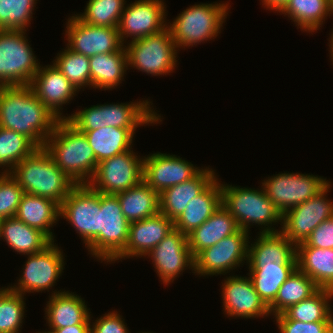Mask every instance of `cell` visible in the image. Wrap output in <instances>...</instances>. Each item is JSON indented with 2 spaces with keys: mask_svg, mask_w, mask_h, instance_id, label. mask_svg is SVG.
I'll use <instances>...</instances> for the list:
<instances>
[{
  "mask_svg": "<svg viewBox=\"0 0 333 333\" xmlns=\"http://www.w3.org/2000/svg\"><path fill=\"white\" fill-rule=\"evenodd\" d=\"M60 119L36 96L30 85L4 86L0 93V127L18 132L43 148Z\"/></svg>",
  "mask_w": 333,
  "mask_h": 333,
  "instance_id": "6da1fadb",
  "label": "cell"
},
{
  "mask_svg": "<svg viewBox=\"0 0 333 333\" xmlns=\"http://www.w3.org/2000/svg\"><path fill=\"white\" fill-rule=\"evenodd\" d=\"M43 148L75 184H88L93 177L97 167L93 149L85 134L66 119L57 122Z\"/></svg>",
  "mask_w": 333,
  "mask_h": 333,
  "instance_id": "7a4b0ae2",
  "label": "cell"
},
{
  "mask_svg": "<svg viewBox=\"0 0 333 333\" xmlns=\"http://www.w3.org/2000/svg\"><path fill=\"white\" fill-rule=\"evenodd\" d=\"M10 174L24 193L48 198L59 205L76 185L44 148H37L19 162Z\"/></svg>",
  "mask_w": 333,
  "mask_h": 333,
  "instance_id": "3957f363",
  "label": "cell"
},
{
  "mask_svg": "<svg viewBox=\"0 0 333 333\" xmlns=\"http://www.w3.org/2000/svg\"><path fill=\"white\" fill-rule=\"evenodd\" d=\"M221 194L222 205L235 218L239 229L249 232V226L255 223L264 226L261 227L262 233L279 232L272 224L282 222V214L263 188L256 190L221 184Z\"/></svg>",
  "mask_w": 333,
  "mask_h": 333,
  "instance_id": "277c9868",
  "label": "cell"
},
{
  "mask_svg": "<svg viewBox=\"0 0 333 333\" xmlns=\"http://www.w3.org/2000/svg\"><path fill=\"white\" fill-rule=\"evenodd\" d=\"M228 7L227 3H201L180 13L172 24H167L177 49L216 38L227 18Z\"/></svg>",
  "mask_w": 333,
  "mask_h": 333,
  "instance_id": "5b68a950",
  "label": "cell"
},
{
  "mask_svg": "<svg viewBox=\"0 0 333 333\" xmlns=\"http://www.w3.org/2000/svg\"><path fill=\"white\" fill-rule=\"evenodd\" d=\"M25 33L26 30H0V83L3 86L30 85L39 70L40 62Z\"/></svg>",
  "mask_w": 333,
  "mask_h": 333,
  "instance_id": "8992f818",
  "label": "cell"
},
{
  "mask_svg": "<svg viewBox=\"0 0 333 333\" xmlns=\"http://www.w3.org/2000/svg\"><path fill=\"white\" fill-rule=\"evenodd\" d=\"M100 208L98 236L86 247L96 259L112 263L125 249L130 222L116 195L100 193Z\"/></svg>",
  "mask_w": 333,
  "mask_h": 333,
  "instance_id": "52a82bcc",
  "label": "cell"
},
{
  "mask_svg": "<svg viewBox=\"0 0 333 333\" xmlns=\"http://www.w3.org/2000/svg\"><path fill=\"white\" fill-rule=\"evenodd\" d=\"M126 45L128 67L154 76L172 73L176 67L178 50L168 27Z\"/></svg>",
  "mask_w": 333,
  "mask_h": 333,
  "instance_id": "ba28073f",
  "label": "cell"
},
{
  "mask_svg": "<svg viewBox=\"0 0 333 333\" xmlns=\"http://www.w3.org/2000/svg\"><path fill=\"white\" fill-rule=\"evenodd\" d=\"M134 153L128 150L98 162L88 185L101 194L116 195L139 184L143 180V158Z\"/></svg>",
  "mask_w": 333,
  "mask_h": 333,
  "instance_id": "9c48e42d",
  "label": "cell"
},
{
  "mask_svg": "<svg viewBox=\"0 0 333 333\" xmlns=\"http://www.w3.org/2000/svg\"><path fill=\"white\" fill-rule=\"evenodd\" d=\"M267 179L263 180L262 188L281 214L317 196L331 184L320 176L289 172Z\"/></svg>",
  "mask_w": 333,
  "mask_h": 333,
  "instance_id": "30bf717a",
  "label": "cell"
},
{
  "mask_svg": "<svg viewBox=\"0 0 333 333\" xmlns=\"http://www.w3.org/2000/svg\"><path fill=\"white\" fill-rule=\"evenodd\" d=\"M100 209V193L88 184H76L60 205V217L73 225L88 246L98 236Z\"/></svg>",
  "mask_w": 333,
  "mask_h": 333,
  "instance_id": "8fae6325",
  "label": "cell"
},
{
  "mask_svg": "<svg viewBox=\"0 0 333 333\" xmlns=\"http://www.w3.org/2000/svg\"><path fill=\"white\" fill-rule=\"evenodd\" d=\"M248 236L247 231L239 229L236 233L201 251L194 258L193 273L202 276L221 275L240 267V264L248 260L250 243Z\"/></svg>",
  "mask_w": 333,
  "mask_h": 333,
  "instance_id": "7c38bea8",
  "label": "cell"
},
{
  "mask_svg": "<svg viewBox=\"0 0 333 333\" xmlns=\"http://www.w3.org/2000/svg\"><path fill=\"white\" fill-rule=\"evenodd\" d=\"M52 241L41 252L30 254L17 285L8 288L24 295L26 292H40L52 288L64 269V255Z\"/></svg>",
  "mask_w": 333,
  "mask_h": 333,
  "instance_id": "4fadbf2b",
  "label": "cell"
},
{
  "mask_svg": "<svg viewBox=\"0 0 333 333\" xmlns=\"http://www.w3.org/2000/svg\"><path fill=\"white\" fill-rule=\"evenodd\" d=\"M330 184L317 196L282 214L281 232L296 246L305 242L324 220L333 217V202L326 199Z\"/></svg>",
  "mask_w": 333,
  "mask_h": 333,
  "instance_id": "5bb4252c",
  "label": "cell"
},
{
  "mask_svg": "<svg viewBox=\"0 0 333 333\" xmlns=\"http://www.w3.org/2000/svg\"><path fill=\"white\" fill-rule=\"evenodd\" d=\"M66 29L67 47L87 57L117 52L124 46L117 28L91 25L75 15L68 18Z\"/></svg>",
  "mask_w": 333,
  "mask_h": 333,
  "instance_id": "9a60e30c",
  "label": "cell"
},
{
  "mask_svg": "<svg viewBox=\"0 0 333 333\" xmlns=\"http://www.w3.org/2000/svg\"><path fill=\"white\" fill-rule=\"evenodd\" d=\"M147 255L152 258L156 273L166 285L182 274L186 267L194 271L195 259L189 249L187 235L175 228Z\"/></svg>",
  "mask_w": 333,
  "mask_h": 333,
  "instance_id": "2e32d148",
  "label": "cell"
},
{
  "mask_svg": "<svg viewBox=\"0 0 333 333\" xmlns=\"http://www.w3.org/2000/svg\"><path fill=\"white\" fill-rule=\"evenodd\" d=\"M165 3L162 0H136L124 9L118 24L120 40L132 41L156 34L167 27Z\"/></svg>",
  "mask_w": 333,
  "mask_h": 333,
  "instance_id": "e0dca14e",
  "label": "cell"
},
{
  "mask_svg": "<svg viewBox=\"0 0 333 333\" xmlns=\"http://www.w3.org/2000/svg\"><path fill=\"white\" fill-rule=\"evenodd\" d=\"M201 170L173 154L157 152L143 158V181L158 194L192 179Z\"/></svg>",
  "mask_w": 333,
  "mask_h": 333,
  "instance_id": "ac0fdd59",
  "label": "cell"
},
{
  "mask_svg": "<svg viewBox=\"0 0 333 333\" xmlns=\"http://www.w3.org/2000/svg\"><path fill=\"white\" fill-rule=\"evenodd\" d=\"M224 312L229 317L270 316L269 308L255 291L250 277L229 276L222 283ZM264 316V317H263Z\"/></svg>",
  "mask_w": 333,
  "mask_h": 333,
  "instance_id": "d6986e66",
  "label": "cell"
},
{
  "mask_svg": "<svg viewBox=\"0 0 333 333\" xmlns=\"http://www.w3.org/2000/svg\"><path fill=\"white\" fill-rule=\"evenodd\" d=\"M173 229V221L160 211L143 220L131 222L125 249L113 261L125 257L147 256L148 252Z\"/></svg>",
  "mask_w": 333,
  "mask_h": 333,
  "instance_id": "ffe728a7",
  "label": "cell"
},
{
  "mask_svg": "<svg viewBox=\"0 0 333 333\" xmlns=\"http://www.w3.org/2000/svg\"><path fill=\"white\" fill-rule=\"evenodd\" d=\"M30 87L37 98L60 120L67 119L62 115L60 109L63 104L69 103L73 99L78 90L54 64L42 66V68L40 65Z\"/></svg>",
  "mask_w": 333,
  "mask_h": 333,
  "instance_id": "44dd1931",
  "label": "cell"
},
{
  "mask_svg": "<svg viewBox=\"0 0 333 333\" xmlns=\"http://www.w3.org/2000/svg\"><path fill=\"white\" fill-rule=\"evenodd\" d=\"M249 245V267L297 266L296 245L281 231L262 233Z\"/></svg>",
  "mask_w": 333,
  "mask_h": 333,
  "instance_id": "7402d4cb",
  "label": "cell"
},
{
  "mask_svg": "<svg viewBox=\"0 0 333 333\" xmlns=\"http://www.w3.org/2000/svg\"><path fill=\"white\" fill-rule=\"evenodd\" d=\"M209 167L192 179L173 185L159 194L160 212L173 222L183 213L189 201L200 195L217 177Z\"/></svg>",
  "mask_w": 333,
  "mask_h": 333,
  "instance_id": "603a6c76",
  "label": "cell"
},
{
  "mask_svg": "<svg viewBox=\"0 0 333 333\" xmlns=\"http://www.w3.org/2000/svg\"><path fill=\"white\" fill-rule=\"evenodd\" d=\"M69 291H57L51 294L47 302L45 317L50 329H59L73 325H91V317L85 300Z\"/></svg>",
  "mask_w": 333,
  "mask_h": 333,
  "instance_id": "cb8c5ba5",
  "label": "cell"
},
{
  "mask_svg": "<svg viewBox=\"0 0 333 333\" xmlns=\"http://www.w3.org/2000/svg\"><path fill=\"white\" fill-rule=\"evenodd\" d=\"M239 230L235 218L221 204L198 228L187 235L188 246L195 258L201 251Z\"/></svg>",
  "mask_w": 333,
  "mask_h": 333,
  "instance_id": "d4e9b609",
  "label": "cell"
},
{
  "mask_svg": "<svg viewBox=\"0 0 333 333\" xmlns=\"http://www.w3.org/2000/svg\"><path fill=\"white\" fill-rule=\"evenodd\" d=\"M150 101L143 100L121 104H103L101 112L103 127L136 129L144 124L160 123L161 116L150 107ZM160 120V122H159Z\"/></svg>",
  "mask_w": 333,
  "mask_h": 333,
  "instance_id": "484cf974",
  "label": "cell"
},
{
  "mask_svg": "<svg viewBox=\"0 0 333 333\" xmlns=\"http://www.w3.org/2000/svg\"><path fill=\"white\" fill-rule=\"evenodd\" d=\"M222 204L221 183L216 178L200 195L189 201L173 222L174 228L188 235L205 222Z\"/></svg>",
  "mask_w": 333,
  "mask_h": 333,
  "instance_id": "4316f807",
  "label": "cell"
},
{
  "mask_svg": "<svg viewBox=\"0 0 333 333\" xmlns=\"http://www.w3.org/2000/svg\"><path fill=\"white\" fill-rule=\"evenodd\" d=\"M15 217L54 241L50 227L60 218V205L48 198L24 193Z\"/></svg>",
  "mask_w": 333,
  "mask_h": 333,
  "instance_id": "83f0119b",
  "label": "cell"
},
{
  "mask_svg": "<svg viewBox=\"0 0 333 333\" xmlns=\"http://www.w3.org/2000/svg\"><path fill=\"white\" fill-rule=\"evenodd\" d=\"M297 269L319 288L333 290V249L296 246Z\"/></svg>",
  "mask_w": 333,
  "mask_h": 333,
  "instance_id": "f1b7e54d",
  "label": "cell"
},
{
  "mask_svg": "<svg viewBox=\"0 0 333 333\" xmlns=\"http://www.w3.org/2000/svg\"><path fill=\"white\" fill-rule=\"evenodd\" d=\"M91 87L113 89L120 85L128 69L127 54L123 46L117 52L89 57Z\"/></svg>",
  "mask_w": 333,
  "mask_h": 333,
  "instance_id": "f546056e",
  "label": "cell"
},
{
  "mask_svg": "<svg viewBox=\"0 0 333 333\" xmlns=\"http://www.w3.org/2000/svg\"><path fill=\"white\" fill-rule=\"evenodd\" d=\"M1 237L10 248L23 255L41 252L52 242L43 232L28 226L16 217L1 221Z\"/></svg>",
  "mask_w": 333,
  "mask_h": 333,
  "instance_id": "4dcf8cb0",
  "label": "cell"
},
{
  "mask_svg": "<svg viewBox=\"0 0 333 333\" xmlns=\"http://www.w3.org/2000/svg\"><path fill=\"white\" fill-rule=\"evenodd\" d=\"M135 130L108 126L80 132L85 134L98 163L131 150Z\"/></svg>",
  "mask_w": 333,
  "mask_h": 333,
  "instance_id": "1f68e13d",
  "label": "cell"
},
{
  "mask_svg": "<svg viewBox=\"0 0 333 333\" xmlns=\"http://www.w3.org/2000/svg\"><path fill=\"white\" fill-rule=\"evenodd\" d=\"M125 218L131 223L160 211L159 194L143 180L132 188L116 194Z\"/></svg>",
  "mask_w": 333,
  "mask_h": 333,
  "instance_id": "d6a6232c",
  "label": "cell"
},
{
  "mask_svg": "<svg viewBox=\"0 0 333 333\" xmlns=\"http://www.w3.org/2000/svg\"><path fill=\"white\" fill-rule=\"evenodd\" d=\"M279 13L290 17L302 31L312 33L333 14V3L331 0H289Z\"/></svg>",
  "mask_w": 333,
  "mask_h": 333,
  "instance_id": "836d02e7",
  "label": "cell"
},
{
  "mask_svg": "<svg viewBox=\"0 0 333 333\" xmlns=\"http://www.w3.org/2000/svg\"><path fill=\"white\" fill-rule=\"evenodd\" d=\"M332 298L333 290L319 288L309 298L289 306L282 314L289 320L306 323L333 322V306L329 303Z\"/></svg>",
  "mask_w": 333,
  "mask_h": 333,
  "instance_id": "e575fe53",
  "label": "cell"
},
{
  "mask_svg": "<svg viewBox=\"0 0 333 333\" xmlns=\"http://www.w3.org/2000/svg\"><path fill=\"white\" fill-rule=\"evenodd\" d=\"M319 287L305 273L296 269L281 285L275 300L268 306L272 315L285 311L289 306L297 304L313 295Z\"/></svg>",
  "mask_w": 333,
  "mask_h": 333,
  "instance_id": "d590c367",
  "label": "cell"
},
{
  "mask_svg": "<svg viewBox=\"0 0 333 333\" xmlns=\"http://www.w3.org/2000/svg\"><path fill=\"white\" fill-rule=\"evenodd\" d=\"M248 269L255 291L269 306L275 300L281 285L293 274L297 266H263Z\"/></svg>",
  "mask_w": 333,
  "mask_h": 333,
  "instance_id": "8d00e7d4",
  "label": "cell"
},
{
  "mask_svg": "<svg viewBox=\"0 0 333 333\" xmlns=\"http://www.w3.org/2000/svg\"><path fill=\"white\" fill-rule=\"evenodd\" d=\"M38 147L26 136L0 127V167L3 173H10L25 157L31 155Z\"/></svg>",
  "mask_w": 333,
  "mask_h": 333,
  "instance_id": "74e56055",
  "label": "cell"
},
{
  "mask_svg": "<svg viewBox=\"0 0 333 333\" xmlns=\"http://www.w3.org/2000/svg\"><path fill=\"white\" fill-rule=\"evenodd\" d=\"M58 53L53 64L79 91L81 87H91V71L89 57L77 53L68 47Z\"/></svg>",
  "mask_w": 333,
  "mask_h": 333,
  "instance_id": "f35d334b",
  "label": "cell"
},
{
  "mask_svg": "<svg viewBox=\"0 0 333 333\" xmlns=\"http://www.w3.org/2000/svg\"><path fill=\"white\" fill-rule=\"evenodd\" d=\"M125 4V0H89L84 13L75 16L91 25L117 28Z\"/></svg>",
  "mask_w": 333,
  "mask_h": 333,
  "instance_id": "ab89813d",
  "label": "cell"
},
{
  "mask_svg": "<svg viewBox=\"0 0 333 333\" xmlns=\"http://www.w3.org/2000/svg\"><path fill=\"white\" fill-rule=\"evenodd\" d=\"M3 288L0 291V333H19L25 313L24 295Z\"/></svg>",
  "mask_w": 333,
  "mask_h": 333,
  "instance_id": "60d3db41",
  "label": "cell"
},
{
  "mask_svg": "<svg viewBox=\"0 0 333 333\" xmlns=\"http://www.w3.org/2000/svg\"><path fill=\"white\" fill-rule=\"evenodd\" d=\"M37 0H0V30H26Z\"/></svg>",
  "mask_w": 333,
  "mask_h": 333,
  "instance_id": "b9f144b4",
  "label": "cell"
},
{
  "mask_svg": "<svg viewBox=\"0 0 333 333\" xmlns=\"http://www.w3.org/2000/svg\"><path fill=\"white\" fill-rule=\"evenodd\" d=\"M24 194L18 181L10 173L0 174V219L15 217Z\"/></svg>",
  "mask_w": 333,
  "mask_h": 333,
  "instance_id": "7bdbcfd3",
  "label": "cell"
},
{
  "mask_svg": "<svg viewBox=\"0 0 333 333\" xmlns=\"http://www.w3.org/2000/svg\"><path fill=\"white\" fill-rule=\"evenodd\" d=\"M280 333H328L333 322L306 323L289 320L282 313L274 316Z\"/></svg>",
  "mask_w": 333,
  "mask_h": 333,
  "instance_id": "ee69618b",
  "label": "cell"
},
{
  "mask_svg": "<svg viewBox=\"0 0 333 333\" xmlns=\"http://www.w3.org/2000/svg\"><path fill=\"white\" fill-rule=\"evenodd\" d=\"M78 131H93L103 127L101 105L86 107L66 119Z\"/></svg>",
  "mask_w": 333,
  "mask_h": 333,
  "instance_id": "f6af8a7d",
  "label": "cell"
},
{
  "mask_svg": "<svg viewBox=\"0 0 333 333\" xmlns=\"http://www.w3.org/2000/svg\"><path fill=\"white\" fill-rule=\"evenodd\" d=\"M297 246H313L333 249V217L324 220L316 227L305 242Z\"/></svg>",
  "mask_w": 333,
  "mask_h": 333,
  "instance_id": "bcb514c9",
  "label": "cell"
},
{
  "mask_svg": "<svg viewBox=\"0 0 333 333\" xmlns=\"http://www.w3.org/2000/svg\"><path fill=\"white\" fill-rule=\"evenodd\" d=\"M121 317L117 311L104 314V316L92 322L90 333H129L127 325Z\"/></svg>",
  "mask_w": 333,
  "mask_h": 333,
  "instance_id": "7dc6e473",
  "label": "cell"
},
{
  "mask_svg": "<svg viewBox=\"0 0 333 333\" xmlns=\"http://www.w3.org/2000/svg\"><path fill=\"white\" fill-rule=\"evenodd\" d=\"M49 333H90V325H73L59 329H50Z\"/></svg>",
  "mask_w": 333,
  "mask_h": 333,
  "instance_id": "c3c4849f",
  "label": "cell"
},
{
  "mask_svg": "<svg viewBox=\"0 0 333 333\" xmlns=\"http://www.w3.org/2000/svg\"><path fill=\"white\" fill-rule=\"evenodd\" d=\"M262 5L266 7L268 10H275L277 12H280L285 5L289 2V0H261Z\"/></svg>",
  "mask_w": 333,
  "mask_h": 333,
  "instance_id": "681fc988",
  "label": "cell"
},
{
  "mask_svg": "<svg viewBox=\"0 0 333 333\" xmlns=\"http://www.w3.org/2000/svg\"><path fill=\"white\" fill-rule=\"evenodd\" d=\"M331 39L329 40L330 41V45H329V47H330V53H331V61L333 62V31H332V34H331V37H330Z\"/></svg>",
  "mask_w": 333,
  "mask_h": 333,
  "instance_id": "f907efd6",
  "label": "cell"
},
{
  "mask_svg": "<svg viewBox=\"0 0 333 333\" xmlns=\"http://www.w3.org/2000/svg\"><path fill=\"white\" fill-rule=\"evenodd\" d=\"M3 85L0 83V93H1V90L3 89Z\"/></svg>",
  "mask_w": 333,
  "mask_h": 333,
  "instance_id": "816d5d0a",
  "label": "cell"
},
{
  "mask_svg": "<svg viewBox=\"0 0 333 333\" xmlns=\"http://www.w3.org/2000/svg\"><path fill=\"white\" fill-rule=\"evenodd\" d=\"M1 219H0V239H1Z\"/></svg>",
  "mask_w": 333,
  "mask_h": 333,
  "instance_id": "f5cc1de1",
  "label": "cell"
},
{
  "mask_svg": "<svg viewBox=\"0 0 333 333\" xmlns=\"http://www.w3.org/2000/svg\"><path fill=\"white\" fill-rule=\"evenodd\" d=\"M328 333H333V327L331 328V330Z\"/></svg>",
  "mask_w": 333,
  "mask_h": 333,
  "instance_id": "db71d44e",
  "label": "cell"
}]
</instances>
